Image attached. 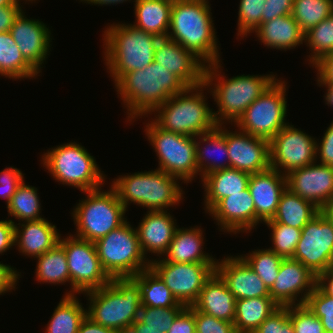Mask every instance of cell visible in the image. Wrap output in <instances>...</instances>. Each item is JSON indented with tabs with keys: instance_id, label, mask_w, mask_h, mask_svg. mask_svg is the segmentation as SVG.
Segmentation results:
<instances>
[{
	"instance_id": "cell-21",
	"label": "cell",
	"mask_w": 333,
	"mask_h": 333,
	"mask_svg": "<svg viewBox=\"0 0 333 333\" xmlns=\"http://www.w3.org/2000/svg\"><path fill=\"white\" fill-rule=\"evenodd\" d=\"M24 59L38 72L48 58L51 30L39 19H28L24 10L15 19L9 31Z\"/></svg>"
},
{
	"instance_id": "cell-49",
	"label": "cell",
	"mask_w": 333,
	"mask_h": 333,
	"mask_svg": "<svg viewBox=\"0 0 333 333\" xmlns=\"http://www.w3.org/2000/svg\"><path fill=\"white\" fill-rule=\"evenodd\" d=\"M196 333H236L234 324L195 309Z\"/></svg>"
},
{
	"instance_id": "cell-27",
	"label": "cell",
	"mask_w": 333,
	"mask_h": 333,
	"mask_svg": "<svg viewBox=\"0 0 333 333\" xmlns=\"http://www.w3.org/2000/svg\"><path fill=\"white\" fill-rule=\"evenodd\" d=\"M192 306L218 319L234 322L236 299L216 272L205 283L197 301Z\"/></svg>"
},
{
	"instance_id": "cell-34",
	"label": "cell",
	"mask_w": 333,
	"mask_h": 333,
	"mask_svg": "<svg viewBox=\"0 0 333 333\" xmlns=\"http://www.w3.org/2000/svg\"><path fill=\"white\" fill-rule=\"evenodd\" d=\"M320 211L312 202L301 198L286 188L271 220L302 229Z\"/></svg>"
},
{
	"instance_id": "cell-62",
	"label": "cell",
	"mask_w": 333,
	"mask_h": 333,
	"mask_svg": "<svg viewBox=\"0 0 333 333\" xmlns=\"http://www.w3.org/2000/svg\"><path fill=\"white\" fill-rule=\"evenodd\" d=\"M81 2L83 1L84 3H88V4H94V5H100V6H103V5H114V4H120V3H123L124 1L127 2V1H131V0H80ZM135 1V0H134Z\"/></svg>"
},
{
	"instance_id": "cell-58",
	"label": "cell",
	"mask_w": 333,
	"mask_h": 333,
	"mask_svg": "<svg viewBox=\"0 0 333 333\" xmlns=\"http://www.w3.org/2000/svg\"><path fill=\"white\" fill-rule=\"evenodd\" d=\"M78 333H119L114 329L93 322L88 316L81 322Z\"/></svg>"
},
{
	"instance_id": "cell-13",
	"label": "cell",
	"mask_w": 333,
	"mask_h": 333,
	"mask_svg": "<svg viewBox=\"0 0 333 333\" xmlns=\"http://www.w3.org/2000/svg\"><path fill=\"white\" fill-rule=\"evenodd\" d=\"M60 236L59 243L63 246L70 274L71 291L65 295L83 294L110 283L111 278L102 268L94 242L69 234Z\"/></svg>"
},
{
	"instance_id": "cell-2",
	"label": "cell",
	"mask_w": 333,
	"mask_h": 333,
	"mask_svg": "<svg viewBox=\"0 0 333 333\" xmlns=\"http://www.w3.org/2000/svg\"><path fill=\"white\" fill-rule=\"evenodd\" d=\"M210 5L208 0L173 1L167 36L206 65L221 58Z\"/></svg>"
},
{
	"instance_id": "cell-4",
	"label": "cell",
	"mask_w": 333,
	"mask_h": 333,
	"mask_svg": "<svg viewBox=\"0 0 333 333\" xmlns=\"http://www.w3.org/2000/svg\"><path fill=\"white\" fill-rule=\"evenodd\" d=\"M103 32L104 63L114 83L124 73L144 69L154 61L159 37L128 23H113Z\"/></svg>"
},
{
	"instance_id": "cell-17",
	"label": "cell",
	"mask_w": 333,
	"mask_h": 333,
	"mask_svg": "<svg viewBox=\"0 0 333 333\" xmlns=\"http://www.w3.org/2000/svg\"><path fill=\"white\" fill-rule=\"evenodd\" d=\"M316 283L317 277L300 261L284 258L269 294L279 306L301 305L305 303Z\"/></svg>"
},
{
	"instance_id": "cell-56",
	"label": "cell",
	"mask_w": 333,
	"mask_h": 333,
	"mask_svg": "<svg viewBox=\"0 0 333 333\" xmlns=\"http://www.w3.org/2000/svg\"><path fill=\"white\" fill-rule=\"evenodd\" d=\"M15 246V222L11 219L0 221V254Z\"/></svg>"
},
{
	"instance_id": "cell-53",
	"label": "cell",
	"mask_w": 333,
	"mask_h": 333,
	"mask_svg": "<svg viewBox=\"0 0 333 333\" xmlns=\"http://www.w3.org/2000/svg\"><path fill=\"white\" fill-rule=\"evenodd\" d=\"M293 4L294 0H266L262 10V23L292 14Z\"/></svg>"
},
{
	"instance_id": "cell-10",
	"label": "cell",
	"mask_w": 333,
	"mask_h": 333,
	"mask_svg": "<svg viewBox=\"0 0 333 333\" xmlns=\"http://www.w3.org/2000/svg\"><path fill=\"white\" fill-rule=\"evenodd\" d=\"M102 268L110 278H132L150 267L140 248L136 228L127 220L95 242Z\"/></svg>"
},
{
	"instance_id": "cell-14",
	"label": "cell",
	"mask_w": 333,
	"mask_h": 333,
	"mask_svg": "<svg viewBox=\"0 0 333 333\" xmlns=\"http://www.w3.org/2000/svg\"><path fill=\"white\" fill-rule=\"evenodd\" d=\"M150 267L186 307L197 301L205 283L216 272V263H177L163 258L151 259Z\"/></svg>"
},
{
	"instance_id": "cell-39",
	"label": "cell",
	"mask_w": 333,
	"mask_h": 333,
	"mask_svg": "<svg viewBox=\"0 0 333 333\" xmlns=\"http://www.w3.org/2000/svg\"><path fill=\"white\" fill-rule=\"evenodd\" d=\"M37 188L25 184L23 181L12 196L7 208L9 216L20 221H32L43 219L40 215L41 203Z\"/></svg>"
},
{
	"instance_id": "cell-7",
	"label": "cell",
	"mask_w": 333,
	"mask_h": 333,
	"mask_svg": "<svg viewBox=\"0 0 333 333\" xmlns=\"http://www.w3.org/2000/svg\"><path fill=\"white\" fill-rule=\"evenodd\" d=\"M120 176L111 186L126 210L135 203L148 211H167L185 198L179 179L157 168Z\"/></svg>"
},
{
	"instance_id": "cell-32",
	"label": "cell",
	"mask_w": 333,
	"mask_h": 333,
	"mask_svg": "<svg viewBox=\"0 0 333 333\" xmlns=\"http://www.w3.org/2000/svg\"><path fill=\"white\" fill-rule=\"evenodd\" d=\"M133 2H135L136 20L132 25L159 38H167L173 1L135 0Z\"/></svg>"
},
{
	"instance_id": "cell-44",
	"label": "cell",
	"mask_w": 333,
	"mask_h": 333,
	"mask_svg": "<svg viewBox=\"0 0 333 333\" xmlns=\"http://www.w3.org/2000/svg\"><path fill=\"white\" fill-rule=\"evenodd\" d=\"M265 2L266 0H240L237 36L247 37L260 26Z\"/></svg>"
},
{
	"instance_id": "cell-59",
	"label": "cell",
	"mask_w": 333,
	"mask_h": 333,
	"mask_svg": "<svg viewBox=\"0 0 333 333\" xmlns=\"http://www.w3.org/2000/svg\"><path fill=\"white\" fill-rule=\"evenodd\" d=\"M326 294L333 297V267L321 273L316 283Z\"/></svg>"
},
{
	"instance_id": "cell-22",
	"label": "cell",
	"mask_w": 333,
	"mask_h": 333,
	"mask_svg": "<svg viewBox=\"0 0 333 333\" xmlns=\"http://www.w3.org/2000/svg\"><path fill=\"white\" fill-rule=\"evenodd\" d=\"M207 213L226 233H248L255 228V205L248 187L219 200Z\"/></svg>"
},
{
	"instance_id": "cell-6",
	"label": "cell",
	"mask_w": 333,
	"mask_h": 333,
	"mask_svg": "<svg viewBox=\"0 0 333 333\" xmlns=\"http://www.w3.org/2000/svg\"><path fill=\"white\" fill-rule=\"evenodd\" d=\"M204 89L208 87L203 83L171 96L152 113L155 118L151 119L165 131L190 137L216 129L218 123L206 102Z\"/></svg>"
},
{
	"instance_id": "cell-61",
	"label": "cell",
	"mask_w": 333,
	"mask_h": 333,
	"mask_svg": "<svg viewBox=\"0 0 333 333\" xmlns=\"http://www.w3.org/2000/svg\"><path fill=\"white\" fill-rule=\"evenodd\" d=\"M319 86L327 88L325 93V102L328 106H333V82H317Z\"/></svg>"
},
{
	"instance_id": "cell-36",
	"label": "cell",
	"mask_w": 333,
	"mask_h": 333,
	"mask_svg": "<svg viewBox=\"0 0 333 333\" xmlns=\"http://www.w3.org/2000/svg\"><path fill=\"white\" fill-rule=\"evenodd\" d=\"M38 72L24 59L9 31L0 32V75L13 80L33 79Z\"/></svg>"
},
{
	"instance_id": "cell-26",
	"label": "cell",
	"mask_w": 333,
	"mask_h": 333,
	"mask_svg": "<svg viewBox=\"0 0 333 333\" xmlns=\"http://www.w3.org/2000/svg\"><path fill=\"white\" fill-rule=\"evenodd\" d=\"M15 223V246L28 257H38L59 243L60 236L56 225L44 217L39 220Z\"/></svg>"
},
{
	"instance_id": "cell-35",
	"label": "cell",
	"mask_w": 333,
	"mask_h": 333,
	"mask_svg": "<svg viewBox=\"0 0 333 333\" xmlns=\"http://www.w3.org/2000/svg\"><path fill=\"white\" fill-rule=\"evenodd\" d=\"M140 288L141 306L153 308L186 307L179 303L164 281L151 268L132 277Z\"/></svg>"
},
{
	"instance_id": "cell-29",
	"label": "cell",
	"mask_w": 333,
	"mask_h": 333,
	"mask_svg": "<svg viewBox=\"0 0 333 333\" xmlns=\"http://www.w3.org/2000/svg\"><path fill=\"white\" fill-rule=\"evenodd\" d=\"M254 33L266 47L281 51L300 46L305 36L291 14L261 23Z\"/></svg>"
},
{
	"instance_id": "cell-12",
	"label": "cell",
	"mask_w": 333,
	"mask_h": 333,
	"mask_svg": "<svg viewBox=\"0 0 333 333\" xmlns=\"http://www.w3.org/2000/svg\"><path fill=\"white\" fill-rule=\"evenodd\" d=\"M286 81L278 78L261 94L235 123L237 130L270 141L286 126Z\"/></svg>"
},
{
	"instance_id": "cell-42",
	"label": "cell",
	"mask_w": 333,
	"mask_h": 333,
	"mask_svg": "<svg viewBox=\"0 0 333 333\" xmlns=\"http://www.w3.org/2000/svg\"><path fill=\"white\" fill-rule=\"evenodd\" d=\"M240 256L259 276L266 287L270 289L278 277L280 264L284 258L268 248L249 251V254Z\"/></svg>"
},
{
	"instance_id": "cell-47",
	"label": "cell",
	"mask_w": 333,
	"mask_h": 333,
	"mask_svg": "<svg viewBox=\"0 0 333 333\" xmlns=\"http://www.w3.org/2000/svg\"><path fill=\"white\" fill-rule=\"evenodd\" d=\"M289 318L295 333H325L321 319L305 305H290Z\"/></svg>"
},
{
	"instance_id": "cell-48",
	"label": "cell",
	"mask_w": 333,
	"mask_h": 333,
	"mask_svg": "<svg viewBox=\"0 0 333 333\" xmlns=\"http://www.w3.org/2000/svg\"><path fill=\"white\" fill-rule=\"evenodd\" d=\"M253 333H295L289 318V306H279Z\"/></svg>"
},
{
	"instance_id": "cell-64",
	"label": "cell",
	"mask_w": 333,
	"mask_h": 333,
	"mask_svg": "<svg viewBox=\"0 0 333 333\" xmlns=\"http://www.w3.org/2000/svg\"><path fill=\"white\" fill-rule=\"evenodd\" d=\"M15 0H0V7L1 6H6V5H10L14 2Z\"/></svg>"
},
{
	"instance_id": "cell-41",
	"label": "cell",
	"mask_w": 333,
	"mask_h": 333,
	"mask_svg": "<svg viewBox=\"0 0 333 333\" xmlns=\"http://www.w3.org/2000/svg\"><path fill=\"white\" fill-rule=\"evenodd\" d=\"M304 42L311 51L307 59L313 66L322 57L333 53V13L305 33Z\"/></svg>"
},
{
	"instance_id": "cell-30",
	"label": "cell",
	"mask_w": 333,
	"mask_h": 333,
	"mask_svg": "<svg viewBox=\"0 0 333 333\" xmlns=\"http://www.w3.org/2000/svg\"><path fill=\"white\" fill-rule=\"evenodd\" d=\"M249 173L234 168L207 174L201 181L204 188V203L208 212L219 200L230 194L240 193L248 187Z\"/></svg>"
},
{
	"instance_id": "cell-15",
	"label": "cell",
	"mask_w": 333,
	"mask_h": 333,
	"mask_svg": "<svg viewBox=\"0 0 333 333\" xmlns=\"http://www.w3.org/2000/svg\"><path fill=\"white\" fill-rule=\"evenodd\" d=\"M293 259L316 277L333 267V222L322 210L302 228Z\"/></svg>"
},
{
	"instance_id": "cell-37",
	"label": "cell",
	"mask_w": 333,
	"mask_h": 333,
	"mask_svg": "<svg viewBox=\"0 0 333 333\" xmlns=\"http://www.w3.org/2000/svg\"><path fill=\"white\" fill-rule=\"evenodd\" d=\"M45 333H78L81 322L87 316L76 295H65L54 308Z\"/></svg>"
},
{
	"instance_id": "cell-28",
	"label": "cell",
	"mask_w": 333,
	"mask_h": 333,
	"mask_svg": "<svg viewBox=\"0 0 333 333\" xmlns=\"http://www.w3.org/2000/svg\"><path fill=\"white\" fill-rule=\"evenodd\" d=\"M202 228H177L167 252L162 257L168 262L177 263H217L210 254L203 251ZM205 252V253H204Z\"/></svg>"
},
{
	"instance_id": "cell-20",
	"label": "cell",
	"mask_w": 333,
	"mask_h": 333,
	"mask_svg": "<svg viewBox=\"0 0 333 333\" xmlns=\"http://www.w3.org/2000/svg\"><path fill=\"white\" fill-rule=\"evenodd\" d=\"M154 61L177 76L187 87L204 83L206 64L176 41L160 38L155 47Z\"/></svg>"
},
{
	"instance_id": "cell-1",
	"label": "cell",
	"mask_w": 333,
	"mask_h": 333,
	"mask_svg": "<svg viewBox=\"0 0 333 333\" xmlns=\"http://www.w3.org/2000/svg\"><path fill=\"white\" fill-rule=\"evenodd\" d=\"M113 84L127 108L130 123L142 118L140 116L148 117L171 96L187 88L177 76L155 61L144 69L124 73Z\"/></svg>"
},
{
	"instance_id": "cell-5",
	"label": "cell",
	"mask_w": 333,
	"mask_h": 333,
	"mask_svg": "<svg viewBox=\"0 0 333 333\" xmlns=\"http://www.w3.org/2000/svg\"><path fill=\"white\" fill-rule=\"evenodd\" d=\"M83 294L89 301L87 316L97 324L126 333L138 319L140 288L132 278H111L109 284Z\"/></svg>"
},
{
	"instance_id": "cell-31",
	"label": "cell",
	"mask_w": 333,
	"mask_h": 333,
	"mask_svg": "<svg viewBox=\"0 0 333 333\" xmlns=\"http://www.w3.org/2000/svg\"><path fill=\"white\" fill-rule=\"evenodd\" d=\"M225 128V125H218L216 129L195 137L196 162L201 179L211 172L230 168ZM213 151L222 153V156H224V159L226 158L225 160L227 161L223 159V162H221L218 161L217 158L216 160L215 158H211Z\"/></svg>"
},
{
	"instance_id": "cell-60",
	"label": "cell",
	"mask_w": 333,
	"mask_h": 333,
	"mask_svg": "<svg viewBox=\"0 0 333 333\" xmlns=\"http://www.w3.org/2000/svg\"><path fill=\"white\" fill-rule=\"evenodd\" d=\"M126 333H163L162 329L147 328V325L135 320Z\"/></svg>"
},
{
	"instance_id": "cell-51",
	"label": "cell",
	"mask_w": 333,
	"mask_h": 333,
	"mask_svg": "<svg viewBox=\"0 0 333 333\" xmlns=\"http://www.w3.org/2000/svg\"><path fill=\"white\" fill-rule=\"evenodd\" d=\"M167 333H196L195 308L185 307L175 318Z\"/></svg>"
},
{
	"instance_id": "cell-43",
	"label": "cell",
	"mask_w": 333,
	"mask_h": 333,
	"mask_svg": "<svg viewBox=\"0 0 333 333\" xmlns=\"http://www.w3.org/2000/svg\"><path fill=\"white\" fill-rule=\"evenodd\" d=\"M271 229V251L283 258H293L302 229L290 227L285 224L273 222L271 219L264 222Z\"/></svg>"
},
{
	"instance_id": "cell-19",
	"label": "cell",
	"mask_w": 333,
	"mask_h": 333,
	"mask_svg": "<svg viewBox=\"0 0 333 333\" xmlns=\"http://www.w3.org/2000/svg\"><path fill=\"white\" fill-rule=\"evenodd\" d=\"M236 130L231 132L226 128L230 168L249 174L269 169L270 141Z\"/></svg>"
},
{
	"instance_id": "cell-63",
	"label": "cell",
	"mask_w": 333,
	"mask_h": 333,
	"mask_svg": "<svg viewBox=\"0 0 333 333\" xmlns=\"http://www.w3.org/2000/svg\"><path fill=\"white\" fill-rule=\"evenodd\" d=\"M333 222V201L322 210Z\"/></svg>"
},
{
	"instance_id": "cell-57",
	"label": "cell",
	"mask_w": 333,
	"mask_h": 333,
	"mask_svg": "<svg viewBox=\"0 0 333 333\" xmlns=\"http://www.w3.org/2000/svg\"><path fill=\"white\" fill-rule=\"evenodd\" d=\"M313 67L317 69V82H333V53L322 57Z\"/></svg>"
},
{
	"instance_id": "cell-11",
	"label": "cell",
	"mask_w": 333,
	"mask_h": 333,
	"mask_svg": "<svg viewBox=\"0 0 333 333\" xmlns=\"http://www.w3.org/2000/svg\"><path fill=\"white\" fill-rule=\"evenodd\" d=\"M145 134L156 152L157 169L184 183L199 175L196 162L195 137L185 136L160 128L153 120L146 123Z\"/></svg>"
},
{
	"instance_id": "cell-45",
	"label": "cell",
	"mask_w": 333,
	"mask_h": 333,
	"mask_svg": "<svg viewBox=\"0 0 333 333\" xmlns=\"http://www.w3.org/2000/svg\"><path fill=\"white\" fill-rule=\"evenodd\" d=\"M321 319L325 332H333V297L326 294L317 284L304 303Z\"/></svg>"
},
{
	"instance_id": "cell-54",
	"label": "cell",
	"mask_w": 333,
	"mask_h": 333,
	"mask_svg": "<svg viewBox=\"0 0 333 333\" xmlns=\"http://www.w3.org/2000/svg\"><path fill=\"white\" fill-rule=\"evenodd\" d=\"M21 0H15L12 4L0 7V32L10 31L15 19L23 11ZM31 2L30 0H23Z\"/></svg>"
},
{
	"instance_id": "cell-3",
	"label": "cell",
	"mask_w": 333,
	"mask_h": 333,
	"mask_svg": "<svg viewBox=\"0 0 333 333\" xmlns=\"http://www.w3.org/2000/svg\"><path fill=\"white\" fill-rule=\"evenodd\" d=\"M221 63L208 64L204 84L211 90L218 111H214L218 125L235 124L244 111L277 79L272 74L237 75L227 79L222 75ZM221 70V71H220ZM221 74V75H220ZM214 81V82H213ZM228 122V123H227Z\"/></svg>"
},
{
	"instance_id": "cell-18",
	"label": "cell",
	"mask_w": 333,
	"mask_h": 333,
	"mask_svg": "<svg viewBox=\"0 0 333 333\" xmlns=\"http://www.w3.org/2000/svg\"><path fill=\"white\" fill-rule=\"evenodd\" d=\"M316 161L286 175L287 188L323 210L333 201V167Z\"/></svg>"
},
{
	"instance_id": "cell-46",
	"label": "cell",
	"mask_w": 333,
	"mask_h": 333,
	"mask_svg": "<svg viewBox=\"0 0 333 333\" xmlns=\"http://www.w3.org/2000/svg\"><path fill=\"white\" fill-rule=\"evenodd\" d=\"M185 307L153 308L141 306L138 320L147 325V328L162 329L167 333L178 314Z\"/></svg>"
},
{
	"instance_id": "cell-33",
	"label": "cell",
	"mask_w": 333,
	"mask_h": 333,
	"mask_svg": "<svg viewBox=\"0 0 333 333\" xmlns=\"http://www.w3.org/2000/svg\"><path fill=\"white\" fill-rule=\"evenodd\" d=\"M279 305L271 297L236 300L234 327L236 333H253Z\"/></svg>"
},
{
	"instance_id": "cell-16",
	"label": "cell",
	"mask_w": 333,
	"mask_h": 333,
	"mask_svg": "<svg viewBox=\"0 0 333 333\" xmlns=\"http://www.w3.org/2000/svg\"><path fill=\"white\" fill-rule=\"evenodd\" d=\"M294 125L284 126L270 140V166L283 175L317 161L316 140ZM283 170V171H282ZM285 172V173H284Z\"/></svg>"
},
{
	"instance_id": "cell-8",
	"label": "cell",
	"mask_w": 333,
	"mask_h": 333,
	"mask_svg": "<svg viewBox=\"0 0 333 333\" xmlns=\"http://www.w3.org/2000/svg\"><path fill=\"white\" fill-rule=\"evenodd\" d=\"M42 165L57 182L78 188L81 192L95 190L105 183V174L84 146L69 142L43 152Z\"/></svg>"
},
{
	"instance_id": "cell-55",
	"label": "cell",
	"mask_w": 333,
	"mask_h": 333,
	"mask_svg": "<svg viewBox=\"0 0 333 333\" xmlns=\"http://www.w3.org/2000/svg\"><path fill=\"white\" fill-rule=\"evenodd\" d=\"M16 268L0 262V295L16 289L21 276Z\"/></svg>"
},
{
	"instance_id": "cell-9",
	"label": "cell",
	"mask_w": 333,
	"mask_h": 333,
	"mask_svg": "<svg viewBox=\"0 0 333 333\" xmlns=\"http://www.w3.org/2000/svg\"><path fill=\"white\" fill-rule=\"evenodd\" d=\"M83 193L87 197L79 200L72 212L77 229L74 236L95 243L127 220V210L112 186L107 191L100 187Z\"/></svg>"
},
{
	"instance_id": "cell-24",
	"label": "cell",
	"mask_w": 333,
	"mask_h": 333,
	"mask_svg": "<svg viewBox=\"0 0 333 333\" xmlns=\"http://www.w3.org/2000/svg\"><path fill=\"white\" fill-rule=\"evenodd\" d=\"M286 188V175L271 167L250 175L248 189L255 205V226L273 218Z\"/></svg>"
},
{
	"instance_id": "cell-40",
	"label": "cell",
	"mask_w": 333,
	"mask_h": 333,
	"mask_svg": "<svg viewBox=\"0 0 333 333\" xmlns=\"http://www.w3.org/2000/svg\"><path fill=\"white\" fill-rule=\"evenodd\" d=\"M333 13V0H294L292 16L305 34Z\"/></svg>"
},
{
	"instance_id": "cell-50",
	"label": "cell",
	"mask_w": 333,
	"mask_h": 333,
	"mask_svg": "<svg viewBox=\"0 0 333 333\" xmlns=\"http://www.w3.org/2000/svg\"><path fill=\"white\" fill-rule=\"evenodd\" d=\"M24 174L13 166L5 168L0 172V198H5L7 207L10 205L12 196L18 186L24 181Z\"/></svg>"
},
{
	"instance_id": "cell-25",
	"label": "cell",
	"mask_w": 333,
	"mask_h": 333,
	"mask_svg": "<svg viewBox=\"0 0 333 333\" xmlns=\"http://www.w3.org/2000/svg\"><path fill=\"white\" fill-rule=\"evenodd\" d=\"M176 219L168 211H147L136 227L139 245L145 257L150 252L164 255L178 228Z\"/></svg>"
},
{
	"instance_id": "cell-52",
	"label": "cell",
	"mask_w": 333,
	"mask_h": 333,
	"mask_svg": "<svg viewBox=\"0 0 333 333\" xmlns=\"http://www.w3.org/2000/svg\"><path fill=\"white\" fill-rule=\"evenodd\" d=\"M324 132L321 141L316 142V159L320 158V164L333 167V121Z\"/></svg>"
},
{
	"instance_id": "cell-38",
	"label": "cell",
	"mask_w": 333,
	"mask_h": 333,
	"mask_svg": "<svg viewBox=\"0 0 333 333\" xmlns=\"http://www.w3.org/2000/svg\"><path fill=\"white\" fill-rule=\"evenodd\" d=\"M35 258H37L36 281L59 285L70 282L67 257L60 243Z\"/></svg>"
},
{
	"instance_id": "cell-23",
	"label": "cell",
	"mask_w": 333,
	"mask_h": 333,
	"mask_svg": "<svg viewBox=\"0 0 333 333\" xmlns=\"http://www.w3.org/2000/svg\"><path fill=\"white\" fill-rule=\"evenodd\" d=\"M216 273L226 283L236 300L270 297L269 289L248 263L240 256L217 260Z\"/></svg>"
}]
</instances>
